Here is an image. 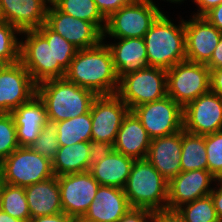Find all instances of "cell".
Returning <instances> with one entry per match:
<instances>
[{
    "mask_svg": "<svg viewBox=\"0 0 222 222\" xmlns=\"http://www.w3.org/2000/svg\"><path fill=\"white\" fill-rule=\"evenodd\" d=\"M205 65L210 70L222 68V35L217 47L213 51L211 59Z\"/></svg>",
    "mask_w": 222,
    "mask_h": 222,
    "instance_id": "cell-45",
    "label": "cell"
},
{
    "mask_svg": "<svg viewBox=\"0 0 222 222\" xmlns=\"http://www.w3.org/2000/svg\"><path fill=\"white\" fill-rule=\"evenodd\" d=\"M182 130L151 140L146 159L169 182L181 173Z\"/></svg>",
    "mask_w": 222,
    "mask_h": 222,
    "instance_id": "cell-18",
    "label": "cell"
},
{
    "mask_svg": "<svg viewBox=\"0 0 222 222\" xmlns=\"http://www.w3.org/2000/svg\"><path fill=\"white\" fill-rule=\"evenodd\" d=\"M4 185H5L4 171L0 163V192L3 190Z\"/></svg>",
    "mask_w": 222,
    "mask_h": 222,
    "instance_id": "cell-48",
    "label": "cell"
},
{
    "mask_svg": "<svg viewBox=\"0 0 222 222\" xmlns=\"http://www.w3.org/2000/svg\"><path fill=\"white\" fill-rule=\"evenodd\" d=\"M45 24L78 50L95 47L104 41L103 32L94 23L61 12L52 2Z\"/></svg>",
    "mask_w": 222,
    "mask_h": 222,
    "instance_id": "cell-13",
    "label": "cell"
},
{
    "mask_svg": "<svg viewBox=\"0 0 222 222\" xmlns=\"http://www.w3.org/2000/svg\"><path fill=\"white\" fill-rule=\"evenodd\" d=\"M73 217L68 216L64 212L55 215L38 216L31 218L29 222H71Z\"/></svg>",
    "mask_w": 222,
    "mask_h": 222,
    "instance_id": "cell-46",
    "label": "cell"
},
{
    "mask_svg": "<svg viewBox=\"0 0 222 222\" xmlns=\"http://www.w3.org/2000/svg\"><path fill=\"white\" fill-rule=\"evenodd\" d=\"M194 3L198 6L197 13H194V16H204L212 8L217 7L222 3V0H193Z\"/></svg>",
    "mask_w": 222,
    "mask_h": 222,
    "instance_id": "cell-44",
    "label": "cell"
},
{
    "mask_svg": "<svg viewBox=\"0 0 222 222\" xmlns=\"http://www.w3.org/2000/svg\"><path fill=\"white\" fill-rule=\"evenodd\" d=\"M0 209L22 221L31 219L24 187L5 183L0 192Z\"/></svg>",
    "mask_w": 222,
    "mask_h": 222,
    "instance_id": "cell-30",
    "label": "cell"
},
{
    "mask_svg": "<svg viewBox=\"0 0 222 222\" xmlns=\"http://www.w3.org/2000/svg\"><path fill=\"white\" fill-rule=\"evenodd\" d=\"M183 129L196 135L222 130V97L209 90L183 107Z\"/></svg>",
    "mask_w": 222,
    "mask_h": 222,
    "instance_id": "cell-12",
    "label": "cell"
},
{
    "mask_svg": "<svg viewBox=\"0 0 222 222\" xmlns=\"http://www.w3.org/2000/svg\"><path fill=\"white\" fill-rule=\"evenodd\" d=\"M55 127L60 146L91 140L92 119L90 112L56 122Z\"/></svg>",
    "mask_w": 222,
    "mask_h": 222,
    "instance_id": "cell-28",
    "label": "cell"
},
{
    "mask_svg": "<svg viewBox=\"0 0 222 222\" xmlns=\"http://www.w3.org/2000/svg\"><path fill=\"white\" fill-rule=\"evenodd\" d=\"M21 32L9 23L0 24V59L9 64L20 61V38Z\"/></svg>",
    "mask_w": 222,
    "mask_h": 222,
    "instance_id": "cell-32",
    "label": "cell"
},
{
    "mask_svg": "<svg viewBox=\"0 0 222 222\" xmlns=\"http://www.w3.org/2000/svg\"><path fill=\"white\" fill-rule=\"evenodd\" d=\"M216 179L208 170H192L179 173L168 182L167 208L178 207L208 196Z\"/></svg>",
    "mask_w": 222,
    "mask_h": 222,
    "instance_id": "cell-17",
    "label": "cell"
},
{
    "mask_svg": "<svg viewBox=\"0 0 222 222\" xmlns=\"http://www.w3.org/2000/svg\"><path fill=\"white\" fill-rule=\"evenodd\" d=\"M208 170L205 135L182 130L181 172Z\"/></svg>",
    "mask_w": 222,
    "mask_h": 222,
    "instance_id": "cell-27",
    "label": "cell"
},
{
    "mask_svg": "<svg viewBox=\"0 0 222 222\" xmlns=\"http://www.w3.org/2000/svg\"><path fill=\"white\" fill-rule=\"evenodd\" d=\"M29 147L52 161L60 147L55 123L47 122L37 139Z\"/></svg>",
    "mask_w": 222,
    "mask_h": 222,
    "instance_id": "cell-35",
    "label": "cell"
},
{
    "mask_svg": "<svg viewBox=\"0 0 222 222\" xmlns=\"http://www.w3.org/2000/svg\"><path fill=\"white\" fill-rule=\"evenodd\" d=\"M36 83L20 61L0 74V113H10L36 94Z\"/></svg>",
    "mask_w": 222,
    "mask_h": 222,
    "instance_id": "cell-15",
    "label": "cell"
},
{
    "mask_svg": "<svg viewBox=\"0 0 222 222\" xmlns=\"http://www.w3.org/2000/svg\"><path fill=\"white\" fill-rule=\"evenodd\" d=\"M116 95L133 108L164 98L167 95L166 70L147 66L119 79Z\"/></svg>",
    "mask_w": 222,
    "mask_h": 222,
    "instance_id": "cell-6",
    "label": "cell"
},
{
    "mask_svg": "<svg viewBox=\"0 0 222 222\" xmlns=\"http://www.w3.org/2000/svg\"><path fill=\"white\" fill-rule=\"evenodd\" d=\"M153 222H186L177 209H160L154 211Z\"/></svg>",
    "mask_w": 222,
    "mask_h": 222,
    "instance_id": "cell-40",
    "label": "cell"
},
{
    "mask_svg": "<svg viewBox=\"0 0 222 222\" xmlns=\"http://www.w3.org/2000/svg\"><path fill=\"white\" fill-rule=\"evenodd\" d=\"M77 50L78 49L64 37L54 32L55 62H58L65 70L69 68L70 62L74 58Z\"/></svg>",
    "mask_w": 222,
    "mask_h": 222,
    "instance_id": "cell-36",
    "label": "cell"
},
{
    "mask_svg": "<svg viewBox=\"0 0 222 222\" xmlns=\"http://www.w3.org/2000/svg\"><path fill=\"white\" fill-rule=\"evenodd\" d=\"M130 208L123 189L100 185L82 218L88 222H117Z\"/></svg>",
    "mask_w": 222,
    "mask_h": 222,
    "instance_id": "cell-19",
    "label": "cell"
},
{
    "mask_svg": "<svg viewBox=\"0 0 222 222\" xmlns=\"http://www.w3.org/2000/svg\"><path fill=\"white\" fill-rule=\"evenodd\" d=\"M51 2L61 12L94 23L102 32H104L106 18L98 10L94 0H51Z\"/></svg>",
    "mask_w": 222,
    "mask_h": 222,
    "instance_id": "cell-29",
    "label": "cell"
},
{
    "mask_svg": "<svg viewBox=\"0 0 222 222\" xmlns=\"http://www.w3.org/2000/svg\"><path fill=\"white\" fill-rule=\"evenodd\" d=\"M128 106L116 95H97L90 114L92 119L91 140L114 145Z\"/></svg>",
    "mask_w": 222,
    "mask_h": 222,
    "instance_id": "cell-11",
    "label": "cell"
},
{
    "mask_svg": "<svg viewBox=\"0 0 222 222\" xmlns=\"http://www.w3.org/2000/svg\"><path fill=\"white\" fill-rule=\"evenodd\" d=\"M2 23H6V19H5V16H4L2 4L0 2V24H2Z\"/></svg>",
    "mask_w": 222,
    "mask_h": 222,
    "instance_id": "cell-49",
    "label": "cell"
},
{
    "mask_svg": "<svg viewBox=\"0 0 222 222\" xmlns=\"http://www.w3.org/2000/svg\"><path fill=\"white\" fill-rule=\"evenodd\" d=\"M151 138L137 116L129 111L118 130L114 150L134 159L147 157Z\"/></svg>",
    "mask_w": 222,
    "mask_h": 222,
    "instance_id": "cell-23",
    "label": "cell"
},
{
    "mask_svg": "<svg viewBox=\"0 0 222 222\" xmlns=\"http://www.w3.org/2000/svg\"><path fill=\"white\" fill-rule=\"evenodd\" d=\"M71 222H88V221H86L82 217H78V218H72Z\"/></svg>",
    "mask_w": 222,
    "mask_h": 222,
    "instance_id": "cell-51",
    "label": "cell"
},
{
    "mask_svg": "<svg viewBox=\"0 0 222 222\" xmlns=\"http://www.w3.org/2000/svg\"><path fill=\"white\" fill-rule=\"evenodd\" d=\"M153 0H137L121 7L106 19L103 39L144 38L153 22L162 13Z\"/></svg>",
    "mask_w": 222,
    "mask_h": 222,
    "instance_id": "cell-7",
    "label": "cell"
},
{
    "mask_svg": "<svg viewBox=\"0 0 222 222\" xmlns=\"http://www.w3.org/2000/svg\"><path fill=\"white\" fill-rule=\"evenodd\" d=\"M90 147V167L103 158L107 157L111 151L114 149L113 144L106 142H98V141H89Z\"/></svg>",
    "mask_w": 222,
    "mask_h": 222,
    "instance_id": "cell-37",
    "label": "cell"
},
{
    "mask_svg": "<svg viewBox=\"0 0 222 222\" xmlns=\"http://www.w3.org/2000/svg\"><path fill=\"white\" fill-rule=\"evenodd\" d=\"M154 211L145 208H130L117 222H153Z\"/></svg>",
    "mask_w": 222,
    "mask_h": 222,
    "instance_id": "cell-38",
    "label": "cell"
},
{
    "mask_svg": "<svg viewBox=\"0 0 222 222\" xmlns=\"http://www.w3.org/2000/svg\"><path fill=\"white\" fill-rule=\"evenodd\" d=\"M65 78L97 95L116 94L119 85L111 51L103 41L95 47L77 50Z\"/></svg>",
    "mask_w": 222,
    "mask_h": 222,
    "instance_id": "cell-1",
    "label": "cell"
},
{
    "mask_svg": "<svg viewBox=\"0 0 222 222\" xmlns=\"http://www.w3.org/2000/svg\"><path fill=\"white\" fill-rule=\"evenodd\" d=\"M151 139L169 136L183 130V107L166 95L131 110Z\"/></svg>",
    "mask_w": 222,
    "mask_h": 222,
    "instance_id": "cell-10",
    "label": "cell"
},
{
    "mask_svg": "<svg viewBox=\"0 0 222 222\" xmlns=\"http://www.w3.org/2000/svg\"><path fill=\"white\" fill-rule=\"evenodd\" d=\"M19 147L12 115L0 113V163Z\"/></svg>",
    "mask_w": 222,
    "mask_h": 222,
    "instance_id": "cell-33",
    "label": "cell"
},
{
    "mask_svg": "<svg viewBox=\"0 0 222 222\" xmlns=\"http://www.w3.org/2000/svg\"><path fill=\"white\" fill-rule=\"evenodd\" d=\"M166 1L169 2V3H176V4H178V3H182L184 0H166Z\"/></svg>",
    "mask_w": 222,
    "mask_h": 222,
    "instance_id": "cell-52",
    "label": "cell"
},
{
    "mask_svg": "<svg viewBox=\"0 0 222 222\" xmlns=\"http://www.w3.org/2000/svg\"><path fill=\"white\" fill-rule=\"evenodd\" d=\"M36 94L44 102L48 122L78 117L90 112L97 94L79 87L65 77L44 80L36 85Z\"/></svg>",
    "mask_w": 222,
    "mask_h": 222,
    "instance_id": "cell-2",
    "label": "cell"
},
{
    "mask_svg": "<svg viewBox=\"0 0 222 222\" xmlns=\"http://www.w3.org/2000/svg\"><path fill=\"white\" fill-rule=\"evenodd\" d=\"M62 210L73 218L83 217L100 184L89 171L58 176Z\"/></svg>",
    "mask_w": 222,
    "mask_h": 222,
    "instance_id": "cell-14",
    "label": "cell"
},
{
    "mask_svg": "<svg viewBox=\"0 0 222 222\" xmlns=\"http://www.w3.org/2000/svg\"><path fill=\"white\" fill-rule=\"evenodd\" d=\"M98 10L107 19L121 7L134 3L137 0H94Z\"/></svg>",
    "mask_w": 222,
    "mask_h": 222,
    "instance_id": "cell-39",
    "label": "cell"
},
{
    "mask_svg": "<svg viewBox=\"0 0 222 222\" xmlns=\"http://www.w3.org/2000/svg\"><path fill=\"white\" fill-rule=\"evenodd\" d=\"M24 190L31 218L63 212L57 176L27 186Z\"/></svg>",
    "mask_w": 222,
    "mask_h": 222,
    "instance_id": "cell-24",
    "label": "cell"
},
{
    "mask_svg": "<svg viewBox=\"0 0 222 222\" xmlns=\"http://www.w3.org/2000/svg\"><path fill=\"white\" fill-rule=\"evenodd\" d=\"M6 22L20 32L45 24L51 0H0Z\"/></svg>",
    "mask_w": 222,
    "mask_h": 222,
    "instance_id": "cell-21",
    "label": "cell"
},
{
    "mask_svg": "<svg viewBox=\"0 0 222 222\" xmlns=\"http://www.w3.org/2000/svg\"><path fill=\"white\" fill-rule=\"evenodd\" d=\"M9 65L6 60L0 59V74Z\"/></svg>",
    "mask_w": 222,
    "mask_h": 222,
    "instance_id": "cell-50",
    "label": "cell"
},
{
    "mask_svg": "<svg viewBox=\"0 0 222 222\" xmlns=\"http://www.w3.org/2000/svg\"><path fill=\"white\" fill-rule=\"evenodd\" d=\"M10 114L13 117L19 146L31 145L48 122L44 102L35 94Z\"/></svg>",
    "mask_w": 222,
    "mask_h": 222,
    "instance_id": "cell-20",
    "label": "cell"
},
{
    "mask_svg": "<svg viewBox=\"0 0 222 222\" xmlns=\"http://www.w3.org/2000/svg\"><path fill=\"white\" fill-rule=\"evenodd\" d=\"M134 161L113 149L107 157L92 165L89 172L100 185L123 189Z\"/></svg>",
    "mask_w": 222,
    "mask_h": 222,
    "instance_id": "cell-25",
    "label": "cell"
},
{
    "mask_svg": "<svg viewBox=\"0 0 222 222\" xmlns=\"http://www.w3.org/2000/svg\"><path fill=\"white\" fill-rule=\"evenodd\" d=\"M210 90L222 97V68L210 70Z\"/></svg>",
    "mask_w": 222,
    "mask_h": 222,
    "instance_id": "cell-43",
    "label": "cell"
},
{
    "mask_svg": "<svg viewBox=\"0 0 222 222\" xmlns=\"http://www.w3.org/2000/svg\"><path fill=\"white\" fill-rule=\"evenodd\" d=\"M186 222H221L210 195L177 208Z\"/></svg>",
    "mask_w": 222,
    "mask_h": 222,
    "instance_id": "cell-31",
    "label": "cell"
},
{
    "mask_svg": "<svg viewBox=\"0 0 222 222\" xmlns=\"http://www.w3.org/2000/svg\"><path fill=\"white\" fill-rule=\"evenodd\" d=\"M167 95L182 107L210 90V69L188 60L166 70Z\"/></svg>",
    "mask_w": 222,
    "mask_h": 222,
    "instance_id": "cell-8",
    "label": "cell"
},
{
    "mask_svg": "<svg viewBox=\"0 0 222 222\" xmlns=\"http://www.w3.org/2000/svg\"><path fill=\"white\" fill-rule=\"evenodd\" d=\"M204 17L222 32V3L208 11Z\"/></svg>",
    "mask_w": 222,
    "mask_h": 222,
    "instance_id": "cell-42",
    "label": "cell"
},
{
    "mask_svg": "<svg viewBox=\"0 0 222 222\" xmlns=\"http://www.w3.org/2000/svg\"><path fill=\"white\" fill-rule=\"evenodd\" d=\"M162 12L144 35L148 66L165 70L186 60L184 20L172 23Z\"/></svg>",
    "mask_w": 222,
    "mask_h": 222,
    "instance_id": "cell-4",
    "label": "cell"
},
{
    "mask_svg": "<svg viewBox=\"0 0 222 222\" xmlns=\"http://www.w3.org/2000/svg\"><path fill=\"white\" fill-rule=\"evenodd\" d=\"M216 184L217 185L215 186L217 187H213V190L209 195L211 196L213 200V204H214V208L216 209L217 216L222 222V180H217Z\"/></svg>",
    "mask_w": 222,
    "mask_h": 222,
    "instance_id": "cell-41",
    "label": "cell"
},
{
    "mask_svg": "<svg viewBox=\"0 0 222 222\" xmlns=\"http://www.w3.org/2000/svg\"><path fill=\"white\" fill-rule=\"evenodd\" d=\"M1 165L5 183L24 188L55 176L52 161L29 146L14 150Z\"/></svg>",
    "mask_w": 222,
    "mask_h": 222,
    "instance_id": "cell-9",
    "label": "cell"
},
{
    "mask_svg": "<svg viewBox=\"0 0 222 222\" xmlns=\"http://www.w3.org/2000/svg\"><path fill=\"white\" fill-rule=\"evenodd\" d=\"M0 222H26V221L16 219L0 209Z\"/></svg>",
    "mask_w": 222,
    "mask_h": 222,
    "instance_id": "cell-47",
    "label": "cell"
},
{
    "mask_svg": "<svg viewBox=\"0 0 222 222\" xmlns=\"http://www.w3.org/2000/svg\"><path fill=\"white\" fill-rule=\"evenodd\" d=\"M20 62L38 84L44 80L63 78L66 70L55 62L54 31L46 24L21 32ZM25 39V40H24Z\"/></svg>",
    "mask_w": 222,
    "mask_h": 222,
    "instance_id": "cell-3",
    "label": "cell"
},
{
    "mask_svg": "<svg viewBox=\"0 0 222 222\" xmlns=\"http://www.w3.org/2000/svg\"><path fill=\"white\" fill-rule=\"evenodd\" d=\"M55 176L81 173L90 170L89 141L78 142L68 146H60L52 160Z\"/></svg>",
    "mask_w": 222,
    "mask_h": 222,
    "instance_id": "cell-26",
    "label": "cell"
},
{
    "mask_svg": "<svg viewBox=\"0 0 222 222\" xmlns=\"http://www.w3.org/2000/svg\"><path fill=\"white\" fill-rule=\"evenodd\" d=\"M131 208H167L168 181L146 159H135L123 188Z\"/></svg>",
    "mask_w": 222,
    "mask_h": 222,
    "instance_id": "cell-5",
    "label": "cell"
},
{
    "mask_svg": "<svg viewBox=\"0 0 222 222\" xmlns=\"http://www.w3.org/2000/svg\"><path fill=\"white\" fill-rule=\"evenodd\" d=\"M115 43L106 45L111 51L118 79L148 66L144 38H114Z\"/></svg>",
    "mask_w": 222,
    "mask_h": 222,
    "instance_id": "cell-22",
    "label": "cell"
},
{
    "mask_svg": "<svg viewBox=\"0 0 222 222\" xmlns=\"http://www.w3.org/2000/svg\"><path fill=\"white\" fill-rule=\"evenodd\" d=\"M208 171L222 180V130L205 135Z\"/></svg>",
    "mask_w": 222,
    "mask_h": 222,
    "instance_id": "cell-34",
    "label": "cell"
},
{
    "mask_svg": "<svg viewBox=\"0 0 222 222\" xmlns=\"http://www.w3.org/2000/svg\"><path fill=\"white\" fill-rule=\"evenodd\" d=\"M186 60L206 64L217 47L222 32L204 16H194L184 20Z\"/></svg>",
    "mask_w": 222,
    "mask_h": 222,
    "instance_id": "cell-16",
    "label": "cell"
}]
</instances>
